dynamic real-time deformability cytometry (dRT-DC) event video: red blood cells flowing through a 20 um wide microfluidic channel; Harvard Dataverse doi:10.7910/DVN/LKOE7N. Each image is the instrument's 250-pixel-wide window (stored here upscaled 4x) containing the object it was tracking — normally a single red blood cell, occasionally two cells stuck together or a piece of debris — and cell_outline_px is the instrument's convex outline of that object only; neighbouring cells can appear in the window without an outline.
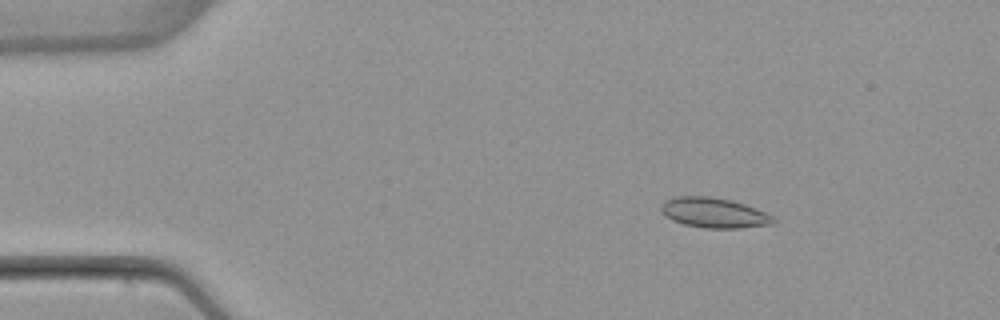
{"species": "common noctule bat (a hibernating species)", "species_latin": "Nyctalus noctula", "temperature_condition": "warm", "stored_images_in_passage": 3, "camera_frame_rate_fps": 3000, "um_per_image_px": 0.085, "animal": {"sex": "female", "body_mass_g": 22.7, "forearm_length_mm": 54.2}, "frame": {"image": 1, "passage_image": 2, "time_ms": 1.667, "image_size_px": [1000, 320], "cell_outline_px": [[776, 224], [740, 228], [704, 228], [684, 224], [672, 220], [664, 216], [660, 212], [660, 208], [668, 200], [676, 196], [708, 196], [732, 200], [756, 208], [772, 216], [776, 220]], "centroid_in_image_um": [60.71, 18.1], "position_along_channel_um": 24.3, "area_um2": 19.71}}